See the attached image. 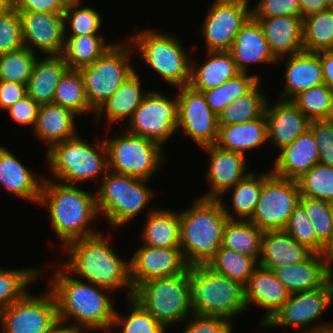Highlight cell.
I'll list each match as a JSON object with an SVG mask.
<instances>
[{"label":"cell","instance_id":"6da1fadb","mask_svg":"<svg viewBox=\"0 0 333 333\" xmlns=\"http://www.w3.org/2000/svg\"><path fill=\"white\" fill-rule=\"evenodd\" d=\"M55 263L48 288L57 302L58 317L72 322L86 333L110 332L115 316L112 291L75 277L61 264Z\"/></svg>","mask_w":333,"mask_h":333},{"label":"cell","instance_id":"7a4b0ae2","mask_svg":"<svg viewBox=\"0 0 333 333\" xmlns=\"http://www.w3.org/2000/svg\"><path fill=\"white\" fill-rule=\"evenodd\" d=\"M103 234L99 232L68 243L62 249L67 256L61 264L75 277L114 293L127 288L125 297L130 298L134 289L130 280L129 260L117 254L109 244V238Z\"/></svg>","mask_w":333,"mask_h":333},{"label":"cell","instance_id":"3957f363","mask_svg":"<svg viewBox=\"0 0 333 333\" xmlns=\"http://www.w3.org/2000/svg\"><path fill=\"white\" fill-rule=\"evenodd\" d=\"M38 205L48 211L62 249L71 241L101 232L92 227V221L100 218L95 191L45 177Z\"/></svg>","mask_w":333,"mask_h":333},{"label":"cell","instance_id":"277c9868","mask_svg":"<svg viewBox=\"0 0 333 333\" xmlns=\"http://www.w3.org/2000/svg\"><path fill=\"white\" fill-rule=\"evenodd\" d=\"M180 248L190 267L207 265L220 249L229 220L218 199L197 197L179 211Z\"/></svg>","mask_w":333,"mask_h":333},{"label":"cell","instance_id":"5b68a950","mask_svg":"<svg viewBox=\"0 0 333 333\" xmlns=\"http://www.w3.org/2000/svg\"><path fill=\"white\" fill-rule=\"evenodd\" d=\"M95 140L94 145L78 134L53 145L44 160L51 178L45 177L77 186L96 180L99 183L98 178L101 181L108 171V159L104 138Z\"/></svg>","mask_w":333,"mask_h":333},{"label":"cell","instance_id":"8992f818","mask_svg":"<svg viewBox=\"0 0 333 333\" xmlns=\"http://www.w3.org/2000/svg\"><path fill=\"white\" fill-rule=\"evenodd\" d=\"M188 299L193 313L233 319L247 310L244 285L216 273L207 265L187 270Z\"/></svg>","mask_w":333,"mask_h":333},{"label":"cell","instance_id":"52a82bcc","mask_svg":"<svg viewBox=\"0 0 333 333\" xmlns=\"http://www.w3.org/2000/svg\"><path fill=\"white\" fill-rule=\"evenodd\" d=\"M136 28L127 39L132 43L141 62L174 88L188 86L190 82L192 56L176 35L153 28ZM165 32V33H164ZM191 56V57H190Z\"/></svg>","mask_w":333,"mask_h":333},{"label":"cell","instance_id":"ba28073f","mask_svg":"<svg viewBox=\"0 0 333 333\" xmlns=\"http://www.w3.org/2000/svg\"><path fill=\"white\" fill-rule=\"evenodd\" d=\"M148 182L108 170L95 192L99 216L105 218L113 229H119L133 222L145 208L149 212L155 210V207H147L156 197Z\"/></svg>","mask_w":333,"mask_h":333},{"label":"cell","instance_id":"9c48e42d","mask_svg":"<svg viewBox=\"0 0 333 333\" xmlns=\"http://www.w3.org/2000/svg\"><path fill=\"white\" fill-rule=\"evenodd\" d=\"M132 298L167 329L184 323L193 314L187 271L147 280L133 290Z\"/></svg>","mask_w":333,"mask_h":333},{"label":"cell","instance_id":"30bf717a","mask_svg":"<svg viewBox=\"0 0 333 333\" xmlns=\"http://www.w3.org/2000/svg\"><path fill=\"white\" fill-rule=\"evenodd\" d=\"M333 304V277L314 290L290 294L288 300L260 328H292L296 333H323L333 330V321L322 315ZM316 323V324H315Z\"/></svg>","mask_w":333,"mask_h":333},{"label":"cell","instance_id":"8fae6325","mask_svg":"<svg viewBox=\"0 0 333 333\" xmlns=\"http://www.w3.org/2000/svg\"><path fill=\"white\" fill-rule=\"evenodd\" d=\"M104 142L108 170L117 174L150 181L164 162L169 160L161 146L145 137L132 135L124 129L118 136L104 138Z\"/></svg>","mask_w":333,"mask_h":333},{"label":"cell","instance_id":"7c38bea8","mask_svg":"<svg viewBox=\"0 0 333 333\" xmlns=\"http://www.w3.org/2000/svg\"><path fill=\"white\" fill-rule=\"evenodd\" d=\"M126 42L118 40L93 64L80 69L87 100L95 111L136 71L130 61L133 45L127 38Z\"/></svg>","mask_w":333,"mask_h":333},{"label":"cell","instance_id":"4fadbf2b","mask_svg":"<svg viewBox=\"0 0 333 333\" xmlns=\"http://www.w3.org/2000/svg\"><path fill=\"white\" fill-rule=\"evenodd\" d=\"M169 97L166 93L150 90L124 130L145 137L164 149L167 140L177 134L178 99L177 95Z\"/></svg>","mask_w":333,"mask_h":333},{"label":"cell","instance_id":"5bb4252c","mask_svg":"<svg viewBox=\"0 0 333 333\" xmlns=\"http://www.w3.org/2000/svg\"><path fill=\"white\" fill-rule=\"evenodd\" d=\"M296 180L263 171V185L250 222L263 231L283 230L289 216L300 202Z\"/></svg>","mask_w":333,"mask_h":333},{"label":"cell","instance_id":"9a60e30c","mask_svg":"<svg viewBox=\"0 0 333 333\" xmlns=\"http://www.w3.org/2000/svg\"><path fill=\"white\" fill-rule=\"evenodd\" d=\"M42 292L29 291L5 308L0 313V333H49L59 319L57 302L48 287Z\"/></svg>","mask_w":333,"mask_h":333},{"label":"cell","instance_id":"2e32d148","mask_svg":"<svg viewBox=\"0 0 333 333\" xmlns=\"http://www.w3.org/2000/svg\"><path fill=\"white\" fill-rule=\"evenodd\" d=\"M250 0H214L200 31L206 51H229L236 35L252 16Z\"/></svg>","mask_w":333,"mask_h":333},{"label":"cell","instance_id":"e0dca14e","mask_svg":"<svg viewBox=\"0 0 333 333\" xmlns=\"http://www.w3.org/2000/svg\"><path fill=\"white\" fill-rule=\"evenodd\" d=\"M178 115L176 132L182 131L200 148L216 145L218 140V116L207 104L203 92L189 85L176 88Z\"/></svg>","mask_w":333,"mask_h":333},{"label":"cell","instance_id":"ac0fdd59","mask_svg":"<svg viewBox=\"0 0 333 333\" xmlns=\"http://www.w3.org/2000/svg\"><path fill=\"white\" fill-rule=\"evenodd\" d=\"M22 21L23 47L38 56H58L65 46L63 13L19 12Z\"/></svg>","mask_w":333,"mask_h":333},{"label":"cell","instance_id":"d6986e66","mask_svg":"<svg viewBox=\"0 0 333 333\" xmlns=\"http://www.w3.org/2000/svg\"><path fill=\"white\" fill-rule=\"evenodd\" d=\"M139 245L129 260L133 289L147 280L185 273L190 268L181 248Z\"/></svg>","mask_w":333,"mask_h":333},{"label":"cell","instance_id":"ffe728a7","mask_svg":"<svg viewBox=\"0 0 333 333\" xmlns=\"http://www.w3.org/2000/svg\"><path fill=\"white\" fill-rule=\"evenodd\" d=\"M208 154V169L205 179L210 185V190L201 198L219 199L227 190L234 187L239 181L246 178L249 171L247 157L238 152L227 151L217 145L201 148ZM248 170V171H247Z\"/></svg>","mask_w":333,"mask_h":333},{"label":"cell","instance_id":"44dd1931","mask_svg":"<svg viewBox=\"0 0 333 333\" xmlns=\"http://www.w3.org/2000/svg\"><path fill=\"white\" fill-rule=\"evenodd\" d=\"M333 255L312 253L301 263L273 270L290 294L323 287L333 277Z\"/></svg>","mask_w":333,"mask_h":333},{"label":"cell","instance_id":"7402d4cb","mask_svg":"<svg viewBox=\"0 0 333 333\" xmlns=\"http://www.w3.org/2000/svg\"><path fill=\"white\" fill-rule=\"evenodd\" d=\"M269 98L265 117L267 121L268 142L275 144L277 150L293 143L309 129L310 120L292 101Z\"/></svg>","mask_w":333,"mask_h":333},{"label":"cell","instance_id":"603a6c76","mask_svg":"<svg viewBox=\"0 0 333 333\" xmlns=\"http://www.w3.org/2000/svg\"><path fill=\"white\" fill-rule=\"evenodd\" d=\"M0 144V187L10 195L39 204L45 175H37L10 149Z\"/></svg>","mask_w":333,"mask_h":333},{"label":"cell","instance_id":"cb8c5ba5","mask_svg":"<svg viewBox=\"0 0 333 333\" xmlns=\"http://www.w3.org/2000/svg\"><path fill=\"white\" fill-rule=\"evenodd\" d=\"M285 71L283 78L285 85L277 99L292 101L297 95L305 90L324 84V77L320 57L318 53L302 51L291 56H286L277 60L283 62Z\"/></svg>","mask_w":333,"mask_h":333},{"label":"cell","instance_id":"d4e9b609","mask_svg":"<svg viewBox=\"0 0 333 333\" xmlns=\"http://www.w3.org/2000/svg\"><path fill=\"white\" fill-rule=\"evenodd\" d=\"M247 308L254 305L266 312L259 321V327L288 300L290 293L277 279L273 271L257 266L244 285Z\"/></svg>","mask_w":333,"mask_h":333},{"label":"cell","instance_id":"484cf974","mask_svg":"<svg viewBox=\"0 0 333 333\" xmlns=\"http://www.w3.org/2000/svg\"><path fill=\"white\" fill-rule=\"evenodd\" d=\"M275 156L271 173L275 176L297 180L313 166L319 164L317 141L310 129L293 143L283 147Z\"/></svg>","mask_w":333,"mask_h":333},{"label":"cell","instance_id":"4316f807","mask_svg":"<svg viewBox=\"0 0 333 333\" xmlns=\"http://www.w3.org/2000/svg\"><path fill=\"white\" fill-rule=\"evenodd\" d=\"M229 52L241 73H249L251 64H278L260 24L252 16L236 35Z\"/></svg>","mask_w":333,"mask_h":333},{"label":"cell","instance_id":"83f0119b","mask_svg":"<svg viewBox=\"0 0 333 333\" xmlns=\"http://www.w3.org/2000/svg\"><path fill=\"white\" fill-rule=\"evenodd\" d=\"M260 24L270 52L278 60L303 49V19L301 16L254 18Z\"/></svg>","mask_w":333,"mask_h":333},{"label":"cell","instance_id":"f1b7e54d","mask_svg":"<svg viewBox=\"0 0 333 333\" xmlns=\"http://www.w3.org/2000/svg\"><path fill=\"white\" fill-rule=\"evenodd\" d=\"M77 115L72 110L61 105L48 103L42 104L38 110V116L34 129L31 130L35 140L46 145L48 151L53 145L78 135Z\"/></svg>","mask_w":333,"mask_h":333},{"label":"cell","instance_id":"f546056e","mask_svg":"<svg viewBox=\"0 0 333 333\" xmlns=\"http://www.w3.org/2000/svg\"><path fill=\"white\" fill-rule=\"evenodd\" d=\"M140 81L142 80L138 71H135L109 99L98 107L93 116L95 122L99 124L101 119L106 117L105 122L107 121L108 129H111L110 127H113L112 125L119 121L123 122L124 119L128 122L150 91L149 89L143 90Z\"/></svg>","mask_w":333,"mask_h":333},{"label":"cell","instance_id":"4dcf8cb0","mask_svg":"<svg viewBox=\"0 0 333 333\" xmlns=\"http://www.w3.org/2000/svg\"><path fill=\"white\" fill-rule=\"evenodd\" d=\"M312 252L298 243L284 230L264 231L258 265L271 271L284 266L301 263Z\"/></svg>","mask_w":333,"mask_h":333},{"label":"cell","instance_id":"1f68e13d","mask_svg":"<svg viewBox=\"0 0 333 333\" xmlns=\"http://www.w3.org/2000/svg\"><path fill=\"white\" fill-rule=\"evenodd\" d=\"M205 55L200 65L191 59L189 86L194 90L216 88L241 73L229 51H206Z\"/></svg>","mask_w":333,"mask_h":333},{"label":"cell","instance_id":"d6a6232c","mask_svg":"<svg viewBox=\"0 0 333 333\" xmlns=\"http://www.w3.org/2000/svg\"><path fill=\"white\" fill-rule=\"evenodd\" d=\"M146 213L139 233L142 244L155 248H180L179 211L156 207Z\"/></svg>","mask_w":333,"mask_h":333},{"label":"cell","instance_id":"836d02e7","mask_svg":"<svg viewBox=\"0 0 333 333\" xmlns=\"http://www.w3.org/2000/svg\"><path fill=\"white\" fill-rule=\"evenodd\" d=\"M68 70L62 55L38 56L27 83V95L39 105L53 103L57 84Z\"/></svg>","mask_w":333,"mask_h":333},{"label":"cell","instance_id":"e575fe53","mask_svg":"<svg viewBox=\"0 0 333 333\" xmlns=\"http://www.w3.org/2000/svg\"><path fill=\"white\" fill-rule=\"evenodd\" d=\"M268 142L265 114L260 118L242 123L219 126L216 145L224 150L248 155L246 152L258 149Z\"/></svg>","mask_w":333,"mask_h":333},{"label":"cell","instance_id":"d590c367","mask_svg":"<svg viewBox=\"0 0 333 333\" xmlns=\"http://www.w3.org/2000/svg\"><path fill=\"white\" fill-rule=\"evenodd\" d=\"M262 185L263 172H251L218 199L230 220H250L259 200ZM229 193H231L232 203L230 206L223 199Z\"/></svg>","mask_w":333,"mask_h":333},{"label":"cell","instance_id":"8d00e7d4","mask_svg":"<svg viewBox=\"0 0 333 333\" xmlns=\"http://www.w3.org/2000/svg\"><path fill=\"white\" fill-rule=\"evenodd\" d=\"M262 84L260 80L249 92L225 107L218 115V126L242 124L260 118L270 98L263 91Z\"/></svg>","mask_w":333,"mask_h":333},{"label":"cell","instance_id":"74e56055","mask_svg":"<svg viewBox=\"0 0 333 333\" xmlns=\"http://www.w3.org/2000/svg\"><path fill=\"white\" fill-rule=\"evenodd\" d=\"M114 44L107 42L103 34L65 37L62 56L70 70H80L93 64Z\"/></svg>","mask_w":333,"mask_h":333},{"label":"cell","instance_id":"f35d334b","mask_svg":"<svg viewBox=\"0 0 333 333\" xmlns=\"http://www.w3.org/2000/svg\"><path fill=\"white\" fill-rule=\"evenodd\" d=\"M264 231L249 220H228L221 246L253 257L257 262L261 254Z\"/></svg>","mask_w":333,"mask_h":333},{"label":"cell","instance_id":"ab89813d","mask_svg":"<svg viewBox=\"0 0 333 333\" xmlns=\"http://www.w3.org/2000/svg\"><path fill=\"white\" fill-rule=\"evenodd\" d=\"M47 265L27 268H0V313L29 292V286L45 273Z\"/></svg>","mask_w":333,"mask_h":333},{"label":"cell","instance_id":"60d3db41","mask_svg":"<svg viewBox=\"0 0 333 333\" xmlns=\"http://www.w3.org/2000/svg\"><path fill=\"white\" fill-rule=\"evenodd\" d=\"M312 221L317 236V253L333 255V217L331 202L300 196L299 202Z\"/></svg>","mask_w":333,"mask_h":333},{"label":"cell","instance_id":"b9f144b4","mask_svg":"<svg viewBox=\"0 0 333 333\" xmlns=\"http://www.w3.org/2000/svg\"><path fill=\"white\" fill-rule=\"evenodd\" d=\"M54 104L61 105L75 112L79 117L83 114H95V110L87 100L84 80L80 70H68L57 84Z\"/></svg>","mask_w":333,"mask_h":333},{"label":"cell","instance_id":"7bdbcfd3","mask_svg":"<svg viewBox=\"0 0 333 333\" xmlns=\"http://www.w3.org/2000/svg\"><path fill=\"white\" fill-rule=\"evenodd\" d=\"M82 3L83 0L68 1L63 13L65 37L103 34L100 31L103 26V14L96 10V8L92 7V5L83 6Z\"/></svg>","mask_w":333,"mask_h":333},{"label":"cell","instance_id":"ee69618b","mask_svg":"<svg viewBox=\"0 0 333 333\" xmlns=\"http://www.w3.org/2000/svg\"><path fill=\"white\" fill-rule=\"evenodd\" d=\"M303 49L327 51L333 44V10L325 9L303 19Z\"/></svg>","mask_w":333,"mask_h":333},{"label":"cell","instance_id":"f6af8a7d","mask_svg":"<svg viewBox=\"0 0 333 333\" xmlns=\"http://www.w3.org/2000/svg\"><path fill=\"white\" fill-rule=\"evenodd\" d=\"M127 301L129 309L126 312L124 311L125 314L120 313L117 309L115 310L111 332L114 329L116 331L118 327L120 333H168L167 328L132 297L127 298Z\"/></svg>","mask_w":333,"mask_h":333},{"label":"cell","instance_id":"bcb514c9","mask_svg":"<svg viewBox=\"0 0 333 333\" xmlns=\"http://www.w3.org/2000/svg\"><path fill=\"white\" fill-rule=\"evenodd\" d=\"M254 74L240 73L223 85L210 90H203L207 104L212 111L218 116L236 98L249 92L261 80L260 75Z\"/></svg>","mask_w":333,"mask_h":333},{"label":"cell","instance_id":"7dc6e473","mask_svg":"<svg viewBox=\"0 0 333 333\" xmlns=\"http://www.w3.org/2000/svg\"><path fill=\"white\" fill-rule=\"evenodd\" d=\"M207 266L216 273L245 285L258 266V262L253 257L221 246Z\"/></svg>","mask_w":333,"mask_h":333},{"label":"cell","instance_id":"c3c4849f","mask_svg":"<svg viewBox=\"0 0 333 333\" xmlns=\"http://www.w3.org/2000/svg\"><path fill=\"white\" fill-rule=\"evenodd\" d=\"M38 55L22 47L0 55V80L27 85Z\"/></svg>","mask_w":333,"mask_h":333},{"label":"cell","instance_id":"681fc988","mask_svg":"<svg viewBox=\"0 0 333 333\" xmlns=\"http://www.w3.org/2000/svg\"><path fill=\"white\" fill-rule=\"evenodd\" d=\"M296 181L301 196L333 202V167L316 164Z\"/></svg>","mask_w":333,"mask_h":333},{"label":"cell","instance_id":"f907efd6","mask_svg":"<svg viewBox=\"0 0 333 333\" xmlns=\"http://www.w3.org/2000/svg\"><path fill=\"white\" fill-rule=\"evenodd\" d=\"M292 102L310 120H326L333 103V92L325 85L301 92Z\"/></svg>","mask_w":333,"mask_h":333},{"label":"cell","instance_id":"816d5d0a","mask_svg":"<svg viewBox=\"0 0 333 333\" xmlns=\"http://www.w3.org/2000/svg\"><path fill=\"white\" fill-rule=\"evenodd\" d=\"M283 230L312 253H317V236L305 208L299 203Z\"/></svg>","mask_w":333,"mask_h":333},{"label":"cell","instance_id":"f5cc1de1","mask_svg":"<svg viewBox=\"0 0 333 333\" xmlns=\"http://www.w3.org/2000/svg\"><path fill=\"white\" fill-rule=\"evenodd\" d=\"M23 47L22 21L15 9L0 16V55Z\"/></svg>","mask_w":333,"mask_h":333},{"label":"cell","instance_id":"db71d44e","mask_svg":"<svg viewBox=\"0 0 333 333\" xmlns=\"http://www.w3.org/2000/svg\"><path fill=\"white\" fill-rule=\"evenodd\" d=\"M184 324L182 333H233V324L219 316L193 313Z\"/></svg>","mask_w":333,"mask_h":333},{"label":"cell","instance_id":"11a10c76","mask_svg":"<svg viewBox=\"0 0 333 333\" xmlns=\"http://www.w3.org/2000/svg\"><path fill=\"white\" fill-rule=\"evenodd\" d=\"M254 6L251 7L253 18L301 16L298 0H259Z\"/></svg>","mask_w":333,"mask_h":333},{"label":"cell","instance_id":"9f6ffc18","mask_svg":"<svg viewBox=\"0 0 333 333\" xmlns=\"http://www.w3.org/2000/svg\"><path fill=\"white\" fill-rule=\"evenodd\" d=\"M319 149V163L333 167V124L327 120H312L309 123Z\"/></svg>","mask_w":333,"mask_h":333},{"label":"cell","instance_id":"6f0895ef","mask_svg":"<svg viewBox=\"0 0 333 333\" xmlns=\"http://www.w3.org/2000/svg\"><path fill=\"white\" fill-rule=\"evenodd\" d=\"M40 105L36 103L30 96L26 95L17 101L12 107L5 112H8L9 119L14 121L18 127H29L34 129L38 110Z\"/></svg>","mask_w":333,"mask_h":333},{"label":"cell","instance_id":"680465c9","mask_svg":"<svg viewBox=\"0 0 333 333\" xmlns=\"http://www.w3.org/2000/svg\"><path fill=\"white\" fill-rule=\"evenodd\" d=\"M69 0H12L18 12L64 13Z\"/></svg>","mask_w":333,"mask_h":333},{"label":"cell","instance_id":"91938a15","mask_svg":"<svg viewBox=\"0 0 333 333\" xmlns=\"http://www.w3.org/2000/svg\"><path fill=\"white\" fill-rule=\"evenodd\" d=\"M27 95V85L0 80V112H5Z\"/></svg>","mask_w":333,"mask_h":333},{"label":"cell","instance_id":"94428289","mask_svg":"<svg viewBox=\"0 0 333 333\" xmlns=\"http://www.w3.org/2000/svg\"><path fill=\"white\" fill-rule=\"evenodd\" d=\"M320 57L324 84L333 92V54L328 51L317 52Z\"/></svg>","mask_w":333,"mask_h":333},{"label":"cell","instance_id":"6125c7cd","mask_svg":"<svg viewBox=\"0 0 333 333\" xmlns=\"http://www.w3.org/2000/svg\"><path fill=\"white\" fill-rule=\"evenodd\" d=\"M302 19L328 9L327 0H298Z\"/></svg>","mask_w":333,"mask_h":333},{"label":"cell","instance_id":"be15d7a7","mask_svg":"<svg viewBox=\"0 0 333 333\" xmlns=\"http://www.w3.org/2000/svg\"><path fill=\"white\" fill-rule=\"evenodd\" d=\"M49 333H86V332L72 323H68L58 319L56 323L51 327Z\"/></svg>","mask_w":333,"mask_h":333},{"label":"cell","instance_id":"e7e4bbea","mask_svg":"<svg viewBox=\"0 0 333 333\" xmlns=\"http://www.w3.org/2000/svg\"><path fill=\"white\" fill-rule=\"evenodd\" d=\"M12 9V0H0V16Z\"/></svg>","mask_w":333,"mask_h":333},{"label":"cell","instance_id":"03108f58","mask_svg":"<svg viewBox=\"0 0 333 333\" xmlns=\"http://www.w3.org/2000/svg\"><path fill=\"white\" fill-rule=\"evenodd\" d=\"M329 123L333 124V103L331 105V110H330V113H329V116L328 118L326 119Z\"/></svg>","mask_w":333,"mask_h":333},{"label":"cell","instance_id":"003e7915","mask_svg":"<svg viewBox=\"0 0 333 333\" xmlns=\"http://www.w3.org/2000/svg\"><path fill=\"white\" fill-rule=\"evenodd\" d=\"M328 9L333 10V0H327Z\"/></svg>","mask_w":333,"mask_h":333},{"label":"cell","instance_id":"a7ac6f4b","mask_svg":"<svg viewBox=\"0 0 333 333\" xmlns=\"http://www.w3.org/2000/svg\"><path fill=\"white\" fill-rule=\"evenodd\" d=\"M329 53L333 54V44L331 45V47L327 50Z\"/></svg>","mask_w":333,"mask_h":333},{"label":"cell","instance_id":"89a4df30","mask_svg":"<svg viewBox=\"0 0 333 333\" xmlns=\"http://www.w3.org/2000/svg\"><path fill=\"white\" fill-rule=\"evenodd\" d=\"M331 208H332V217H333V202L331 203Z\"/></svg>","mask_w":333,"mask_h":333},{"label":"cell","instance_id":"2644e50d","mask_svg":"<svg viewBox=\"0 0 333 333\" xmlns=\"http://www.w3.org/2000/svg\"><path fill=\"white\" fill-rule=\"evenodd\" d=\"M323 333H333V330H331V331H328V332H323Z\"/></svg>","mask_w":333,"mask_h":333}]
</instances>
